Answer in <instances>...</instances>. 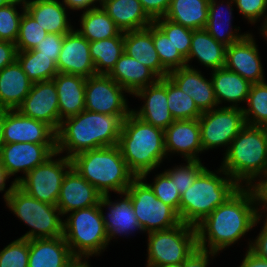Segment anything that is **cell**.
<instances>
[{"mask_svg":"<svg viewBox=\"0 0 267 267\" xmlns=\"http://www.w3.org/2000/svg\"><path fill=\"white\" fill-rule=\"evenodd\" d=\"M257 208L253 189L240 187L195 226L198 248L219 254L236 244L262 220Z\"/></svg>","mask_w":267,"mask_h":267,"instance_id":"cell-1","label":"cell"},{"mask_svg":"<svg viewBox=\"0 0 267 267\" xmlns=\"http://www.w3.org/2000/svg\"><path fill=\"white\" fill-rule=\"evenodd\" d=\"M128 115H107L83 110L65 118L56 131L58 154L66 151V157L104 147L116 146L122 123Z\"/></svg>","mask_w":267,"mask_h":267,"instance_id":"cell-2","label":"cell"},{"mask_svg":"<svg viewBox=\"0 0 267 267\" xmlns=\"http://www.w3.org/2000/svg\"><path fill=\"white\" fill-rule=\"evenodd\" d=\"M118 146L128 169L144 181L168 158L164 130L142 121L132 112L122 123Z\"/></svg>","mask_w":267,"mask_h":267,"instance_id":"cell-3","label":"cell"},{"mask_svg":"<svg viewBox=\"0 0 267 267\" xmlns=\"http://www.w3.org/2000/svg\"><path fill=\"white\" fill-rule=\"evenodd\" d=\"M224 154L220 167L241 187H251L267 175L266 127L246 124Z\"/></svg>","mask_w":267,"mask_h":267,"instance_id":"cell-4","label":"cell"},{"mask_svg":"<svg viewBox=\"0 0 267 267\" xmlns=\"http://www.w3.org/2000/svg\"><path fill=\"white\" fill-rule=\"evenodd\" d=\"M240 187L221 167L216 172L205 168L181 195V222L196 226L219 205L224 204Z\"/></svg>","mask_w":267,"mask_h":267,"instance_id":"cell-5","label":"cell"},{"mask_svg":"<svg viewBox=\"0 0 267 267\" xmlns=\"http://www.w3.org/2000/svg\"><path fill=\"white\" fill-rule=\"evenodd\" d=\"M71 161L72 167L102 195L125 192L135 178L118 145L81 152Z\"/></svg>","mask_w":267,"mask_h":267,"instance_id":"cell-6","label":"cell"},{"mask_svg":"<svg viewBox=\"0 0 267 267\" xmlns=\"http://www.w3.org/2000/svg\"><path fill=\"white\" fill-rule=\"evenodd\" d=\"M63 237L76 259L100 255L109 245L100 206L67 213L63 220Z\"/></svg>","mask_w":267,"mask_h":267,"instance_id":"cell-7","label":"cell"},{"mask_svg":"<svg viewBox=\"0 0 267 267\" xmlns=\"http://www.w3.org/2000/svg\"><path fill=\"white\" fill-rule=\"evenodd\" d=\"M4 201L10 211L32 228L20 238L30 240L63 236L62 215L56 205L33 198L17 184L10 185Z\"/></svg>","mask_w":267,"mask_h":267,"instance_id":"cell-8","label":"cell"},{"mask_svg":"<svg viewBox=\"0 0 267 267\" xmlns=\"http://www.w3.org/2000/svg\"><path fill=\"white\" fill-rule=\"evenodd\" d=\"M147 234L146 267L184 262L198 248L196 227L182 222Z\"/></svg>","mask_w":267,"mask_h":267,"instance_id":"cell-9","label":"cell"},{"mask_svg":"<svg viewBox=\"0 0 267 267\" xmlns=\"http://www.w3.org/2000/svg\"><path fill=\"white\" fill-rule=\"evenodd\" d=\"M55 152L43 164L30 170L25 176L17 177L12 184H17L27 194L37 200L57 205L63 179L72 168V161Z\"/></svg>","mask_w":267,"mask_h":267,"instance_id":"cell-10","label":"cell"},{"mask_svg":"<svg viewBox=\"0 0 267 267\" xmlns=\"http://www.w3.org/2000/svg\"><path fill=\"white\" fill-rule=\"evenodd\" d=\"M126 192L131 197L134 213L144 232L166 230L181 223L178 213L159 200L141 177H135Z\"/></svg>","mask_w":267,"mask_h":267,"instance_id":"cell-11","label":"cell"},{"mask_svg":"<svg viewBox=\"0 0 267 267\" xmlns=\"http://www.w3.org/2000/svg\"><path fill=\"white\" fill-rule=\"evenodd\" d=\"M203 152L227 147L246 125L242 108L217 107L202 112L198 118Z\"/></svg>","mask_w":267,"mask_h":267,"instance_id":"cell-12","label":"cell"},{"mask_svg":"<svg viewBox=\"0 0 267 267\" xmlns=\"http://www.w3.org/2000/svg\"><path fill=\"white\" fill-rule=\"evenodd\" d=\"M124 93L128 92L108 75L88 77L85 83V110L107 115H129L132 109Z\"/></svg>","mask_w":267,"mask_h":267,"instance_id":"cell-13","label":"cell"},{"mask_svg":"<svg viewBox=\"0 0 267 267\" xmlns=\"http://www.w3.org/2000/svg\"><path fill=\"white\" fill-rule=\"evenodd\" d=\"M55 152H57L56 143H3L0 163L8 179L20 171L25 176Z\"/></svg>","mask_w":267,"mask_h":267,"instance_id":"cell-14","label":"cell"},{"mask_svg":"<svg viewBox=\"0 0 267 267\" xmlns=\"http://www.w3.org/2000/svg\"><path fill=\"white\" fill-rule=\"evenodd\" d=\"M17 110L24 116L47 123L57 131L61 120L54 80L33 83L31 90Z\"/></svg>","mask_w":267,"mask_h":267,"instance_id":"cell-15","label":"cell"},{"mask_svg":"<svg viewBox=\"0 0 267 267\" xmlns=\"http://www.w3.org/2000/svg\"><path fill=\"white\" fill-rule=\"evenodd\" d=\"M56 143V131L47 123L4 109L3 143Z\"/></svg>","mask_w":267,"mask_h":267,"instance_id":"cell-16","label":"cell"},{"mask_svg":"<svg viewBox=\"0 0 267 267\" xmlns=\"http://www.w3.org/2000/svg\"><path fill=\"white\" fill-rule=\"evenodd\" d=\"M258 46L252 33L226 48L224 67L239 74L251 84L265 81Z\"/></svg>","mask_w":267,"mask_h":267,"instance_id":"cell-17","label":"cell"},{"mask_svg":"<svg viewBox=\"0 0 267 267\" xmlns=\"http://www.w3.org/2000/svg\"><path fill=\"white\" fill-rule=\"evenodd\" d=\"M90 42L77 30L64 35L56 67L59 73L80 75L86 78L96 75L90 56Z\"/></svg>","mask_w":267,"mask_h":267,"instance_id":"cell-18","label":"cell"},{"mask_svg":"<svg viewBox=\"0 0 267 267\" xmlns=\"http://www.w3.org/2000/svg\"><path fill=\"white\" fill-rule=\"evenodd\" d=\"M134 96L145 100L139 110L132 109V113L142 121L163 130L175 121L168 108L167 77L138 90Z\"/></svg>","mask_w":267,"mask_h":267,"instance_id":"cell-19","label":"cell"},{"mask_svg":"<svg viewBox=\"0 0 267 267\" xmlns=\"http://www.w3.org/2000/svg\"><path fill=\"white\" fill-rule=\"evenodd\" d=\"M102 196L72 167L63 179L56 206L65 217L71 211L99 205Z\"/></svg>","mask_w":267,"mask_h":267,"instance_id":"cell-20","label":"cell"},{"mask_svg":"<svg viewBox=\"0 0 267 267\" xmlns=\"http://www.w3.org/2000/svg\"><path fill=\"white\" fill-rule=\"evenodd\" d=\"M166 155L180 154L184 160H200L203 152L198 119L175 120L164 130ZM170 153V154H169Z\"/></svg>","mask_w":267,"mask_h":267,"instance_id":"cell-21","label":"cell"},{"mask_svg":"<svg viewBox=\"0 0 267 267\" xmlns=\"http://www.w3.org/2000/svg\"><path fill=\"white\" fill-rule=\"evenodd\" d=\"M122 199L110 200V194L101 197L99 206L102 211L104 227L108 235V243L112 238L122 236L123 234H131L134 231H143L142 226L138 223L137 217L133 210V204L130 195L125 191L119 193ZM108 208L107 216L104 215V208Z\"/></svg>","mask_w":267,"mask_h":267,"instance_id":"cell-22","label":"cell"},{"mask_svg":"<svg viewBox=\"0 0 267 267\" xmlns=\"http://www.w3.org/2000/svg\"><path fill=\"white\" fill-rule=\"evenodd\" d=\"M168 77L188 96L193 98L201 112L218 107L211 78L208 80L201 71L191 65L172 70Z\"/></svg>","mask_w":267,"mask_h":267,"instance_id":"cell-23","label":"cell"},{"mask_svg":"<svg viewBox=\"0 0 267 267\" xmlns=\"http://www.w3.org/2000/svg\"><path fill=\"white\" fill-rule=\"evenodd\" d=\"M75 260L63 236L29 240L28 267H68Z\"/></svg>","mask_w":267,"mask_h":267,"instance_id":"cell-24","label":"cell"},{"mask_svg":"<svg viewBox=\"0 0 267 267\" xmlns=\"http://www.w3.org/2000/svg\"><path fill=\"white\" fill-rule=\"evenodd\" d=\"M124 52L150 68L159 78L168 76L154 46L152 24L146 29L124 32Z\"/></svg>","mask_w":267,"mask_h":267,"instance_id":"cell-25","label":"cell"},{"mask_svg":"<svg viewBox=\"0 0 267 267\" xmlns=\"http://www.w3.org/2000/svg\"><path fill=\"white\" fill-rule=\"evenodd\" d=\"M107 75L131 95L159 79L150 68L125 52Z\"/></svg>","mask_w":267,"mask_h":267,"instance_id":"cell-26","label":"cell"},{"mask_svg":"<svg viewBox=\"0 0 267 267\" xmlns=\"http://www.w3.org/2000/svg\"><path fill=\"white\" fill-rule=\"evenodd\" d=\"M24 3L25 10L47 33L67 34L74 29L68 21L67 8L59 0H24Z\"/></svg>","mask_w":267,"mask_h":267,"instance_id":"cell-27","label":"cell"},{"mask_svg":"<svg viewBox=\"0 0 267 267\" xmlns=\"http://www.w3.org/2000/svg\"><path fill=\"white\" fill-rule=\"evenodd\" d=\"M53 80L58 94L61 121L85 110L86 77L58 73Z\"/></svg>","mask_w":267,"mask_h":267,"instance_id":"cell-28","label":"cell"},{"mask_svg":"<svg viewBox=\"0 0 267 267\" xmlns=\"http://www.w3.org/2000/svg\"><path fill=\"white\" fill-rule=\"evenodd\" d=\"M33 82L16 60L0 71V109L15 110L28 95Z\"/></svg>","mask_w":267,"mask_h":267,"instance_id":"cell-29","label":"cell"},{"mask_svg":"<svg viewBox=\"0 0 267 267\" xmlns=\"http://www.w3.org/2000/svg\"><path fill=\"white\" fill-rule=\"evenodd\" d=\"M100 6L122 32L146 29L154 22L139 0H101Z\"/></svg>","mask_w":267,"mask_h":267,"instance_id":"cell-30","label":"cell"},{"mask_svg":"<svg viewBox=\"0 0 267 267\" xmlns=\"http://www.w3.org/2000/svg\"><path fill=\"white\" fill-rule=\"evenodd\" d=\"M211 73L218 107L222 102H229L231 105L224 107L241 108L239 105L241 102L246 103L251 83L225 67L213 70Z\"/></svg>","mask_w":267,"mask_h":267,"instance_id":"cell-31","label":"cell"},{"mask_svg":"<svg viewBox=\"0 0 267 267\" xmlns=\"http://www.w3.org/2000/svg\"><path fill=\"white\" fill-rule=\"evenodd\" d=\"M226 46L217 42L205 29L193 30L191 47L186 58L187 66L193 58L210 70L225 65Z\"/></svg>","mask_w":267,"mask_h":267,"instance_id":"cell-32","label":"cell"},{"mask_svg":"<svg viewBox=\"0 0 267 267\" xmlns=\"http://www.w3.org/2000/svg\"><path fill=\"white\" fill-rule=\"evenodd\" d=\"M218 0H210L209 2V15L207 24L205 27V30L217 41L225 45L226 47L230 46L231 44H234L236 42H239L242 40L245 36H247L249 33H238L240 30V27L233 30V26L231 25V18H232V6L234 5V0H227L226 5V14L228 17L227 19H223L224 16V9H223V0L219 3ZM220 6V7H219ZM223 13H221V12ZM223 19V20H222ZM227 24V25H226ZM228 25L230 28H225ZM238 31V32H237Z\"/></svg>","mask_w":267,"mask_h":267,"instance_id":"cell-33","label":"cell"},{"mask_svg":"<svg viewBox=\"0 0 267 267\" xmlns=\"http://www.w3.org/2000/svg\"><path fill=\"white\" fill-rule=\"evenodd\" d=\"M209 2L210 0H171L164 18L192 30L205 29Z\"/></svg>","mask_w":267,"mask_h":267,"instance_id":"cell-34","label":"cell"},{"mask_svg":"<svg viewBox=\"0 0 267 267\" xmlns=\"http://www.w3.org/2000/svg\"><path fill=\"white\" fill-rule=\"evenodd\" d=\"M79 21L81 28L76 30L89 42L113 38L121 32L101 6L83 12Z\"/></svg>","mask_w":267,"mask_h":267,"instance_id":"cell-35","label":"cell"},{"mask_svg":"<svg viewBox=\"0 0 267 267\" xmlns=\"http://www.w3.org/2000/svg\"><path fill=\"white\" fill-rule=\"evenodd\" d=\"M89 48L96 74L107 75L124 53V32L113 38L90 42Z\"/></svg>","mask_w":267,"mask_h":267,"instance_id":"cell-36","label":"cell"},{"mask_svg":"<svg viewBox=\"0 0 267 267\" xmlns=\"http://www.w3.org/2000/svg\"><path fill=\"white\" fill-rule=\"evenodd\" d=\"M17 61L33 83L52 80L59 73L51 57L40 55L39 51H18Z\"/></svg>","mask_w":267,"mask_h":267,"instance_id":"cell-37","label":"cell"},{"mask_svg":"<svg viewBox=\"0 0 267 267\" xmlns=\"http://www.w3.org/2000/svg\"><path fill=\"white\" fill-rule=\"evenodd\" d=\"M247 107H241L247 125L267 127V83L251 84L247 96Z\"/></svg>","mask_w":267,"mask_h":267,"instance_id":"cell-38","label":"cell"},{"mask_svg":"<svg viewBox=\"0 0 267 267\" xmlns=\"http://www.w3.org/2000/svg\"><path fill=\"white\" fill-rule=\"evenodd\" d=\"M167 102L174 120L198 119L202 114L193 98L184 93L168 76Z\"/></svg>","mask_w":267,"mask_h":267,"instance_id":"cell-39","label":"cell"},{"mask_svg":"<svg viewBox=\"0 0 267 267\" xmlns=\"http://www.w3.org/2000/svg\"><path fill=\"white\" fill-rule=\"evenodd\" d=\"M152 38L161 65L168 71L187 66L186 59L174 47L166 34L153 22Z\"/></svg>","mask_w":267,"mask_h":267,"instance_id":"cell-40","label":"cell"},{"mask_svg":"<svg viewBox=\"0 0 267 267\" xmlns=\"http://www.w3.org/2000/svg\"><path fill=\"white\" fill-rule=\"evenodd\" d=\"M21 7V13L17 6ZM25 11L24 0H14L9 5L0 7V40L15 43L19 34L20 22Z\"/></svg>","mask_w":267,"mask_h":267,"instance_id":"cell-41","label":"cell"},{"mask_svg":"<svg viewBox=\"0 0 267 267\" xmlns=\"http://www.w3.org/2000/svg\"><path fill=\"white\" fill-rule=\"evenodd\" d=\"M47 35L36 20L25 10L15 42L18 51L33 50Z\"/></svg>","mask_w":267,"mask_h":267,"instance_id":"cell-42","label":"cell"},{"mask_svg":"<svg viewBox=\"0 0 267 267\" xmlns=\"http://www.w3.org/2000/svg\"><path fill=\"white\" fill-rule=\"evenodd\" d=\"M154 23L166 34L174 47L186 59L191 47L193 30L176 24L164 17L154 20Z\"/></svg>","mask_w":267,"mask_h":267,"instance_id":"cell-43","label":"cell"},{"mask_svg":"<svg viewBox=\"0 0 267 267\" xmlns=\"http://www.w3.org/2000/svg\"><path fill=\"white\" fill-rule=\"evenodd\" d=\"M205 168L201 160H186V164L177 165L164 172L175 182L176 189L182 195Z\"/></svg>","mask_w":267,"mask_h":267,"instance_id":"cell-44","label":"cell"},{"mask_svg":"<svg viewBox=\"0 0 267 267\" xmlns=\"http://www.w3.org/2000/svg\"><path fill=\"white\" fill-rule=\"evenodd\" d=\"M155 176L154 181L147 184L159 200L171 206L179 215L181 195L176 189L175 182L164 171Z\"/></svg>","mask_w":267,"mask_h":267,"instance_id":"cell-45","label":"cell"},{"mask_svg":"<svg viewBox=\"0 0 267 267\" xmlns=\"http://www.w3.org/2000/svg\"><path fill=\"white\" fill-rule=\"evenodd\" d=\"M29 240L18 238L0 251V267H28Z\"/></svg>","mask_w":267,"mask_h":267,"instance_id":"cell-46","label":"cell"},{"mask_svg":"<svg viewBox=\"0 0 267 267\" xmlns=\"http://www.w3.org/2000/svg\"><path fill=\"white\" fill-rule=\"evenodd\" d=\"M234 6L239 10V13L248 20V23L255 24L260 21V17L267 18V0H234Z\"/></svg>","mask_w":267,"mask_h":267,"instance_id":"cell-47","label":"cell"},{"mask_svg":"<svg viewBox=\"0 0 267 267\" xmlns=\"http://www.w3.org/2000/svg\"><path fill=\"white\" fill-rule=\"evenodd\" d=\"M64 35L47 33L46 37L33 50L39 51L40 55L51 57L57 63L62 49Z\"/></svg>","mask_w":267,"mask_h":267,"instance_id":"cell-48","label":"cell"},{"mask_svg":"<svg viewBox=\"0 0 267 267\" xmlns=\"http://www.w3.org/2000/svg\"><path fill=\"white\" fill-rule=\"evenodd\" d=\"M146 14L154 21L164 17L171 0H139Z\"/></svg>","mask_w":267,"mask_h":267,"instance_id":"cell-49","label":"cell"},{"mask_svg":"<svg viewBox=\"0 0 267 267\" xmlns=\"http://www.w3.org/2000/svg\"><path fill=\"white\" fill-rule=\"evenodd\" d=\"M256 182L251 186V188L255 193L257 206H260L259 208H257L258 215H260L261 217H267V213H265L267 212V175L260 177ZM262 213H265L266 215L262 216Z\"/></svg>","mask_w":267,"mask_h":267,"instance_id":"cell-50","label":"cell"},{"mask_svg":"<svg viewBox=\"0 0 267 267\" xmlns=\"http://www.w3.org/2000/svg\"><path fill=\"white\" fill-rule=\"evenodd\" d=\"M248 249L255 253L258 257L267 260V217L262 226V230L256 239L249 242Z\"/></svg>","mask_w":267,"mask_h":267,"instance_id":"cell-51","label":"cell"},{"mask_svg":"<svg viewBox=\"0 0 267 267\" xmlns=\"http://www.w3.org/2000/svg\"><path fill=\"white\" fill-rule=\"evenodd\" d=\"M217 253L205 251L197 248L184 262L182 267H207L209 265V256L215 257Z\"/></svg>","mask_w":267,"mask_h":267,"instance_id":"cell-52","label":"cell"},{"mask_svg":"<svg viewBox=\"0 0 267 267\" xmlns=\"http://www.w3.org/2000/svg\"><path fill=\"white\" fill-rule=\"evenodd\" d=\"M17 53L15 43L0 40V71L17 60Z\"/></svg>","mask_w":267,"mask_h":267,"instance_id":"cell-53","label":"cell"},{"mask_svg":"<svg viewBox=\"0 0 267 267\" xmlns=\"http://www.w3.org/2000/svg\"><path fill=\"white\" fill-rule=\"evenodd\" d=\"M101 0H62V4L70 10H82L83 12L97 8L99 6H96V2H99L100 5ZM95 3V4H94Z\"/></svg>","mask_w":267,"mask_h":267,"instance_id":"cell-54","label":"cell"},{"mask_svg":"<svg viewBox=\"0 0 267 267\" xmlns=\"http://www.w3.org/2000/svg\"><path fill=\"white\" fill-rule=\"evenodd\" d=\"M239 267H267V260L258 257L248 249Z\"/></svg>","mask_w":267,"mask_h":267,"instance_id":"cell-55","label":"cell"},{"mask_svg":"<svg viewBox=\"0 0 267 267\" xmlns=\"http://www.w3.org/2000/svg\"><path fill=\"white\" fill-rule=\"evenodd\" d=\"M6 180H8V178L6 177L5 173H4V170L2 169V166H1V163H0V192L2 191H5L4 195H3V198L5 200L7 194L9 193L10 191V187L7 189V190H4L6 189Z\"/></svg>","mask_w":267,"mask_h":267,"instance_id":"cell-56","label":"cell"},{"mask_svg":"<svg viewBox=\"0 0 267 267\" xmlns=\"http://www.w3.org/2000/svg\"><path fill=\"white\" fill-rule=\"evenodd\" d=\"M4 109H0V151L3 145Z\"/></svg>","mask_w":267,"mask_h":267,"instance_id":"cell-57","label":"cell"},{"mask_svg":"<svg viewBox=\"0 0 267 267\" xmlns=\"http://www.w3.org/2000/svg\"><path fill=\"white\" fill-rule=\"evenodd\" d=\"M68 267H90V265L88 263V259H76Z\"/></svg>","mask_w":267,"mask_h":267,"instance_id":"cell-58","label":"cell"},{"mask_svg":"<svg viewBox=\"0 0 267 267\" xmlns=\"http://www.w3.org/2000/svg\"><path fill=\"white\" fill-rule=\"evenodd\" d=\"M260 32H261V36L265 37L264 39H266L267 41V18L263 21V24L261 25L260 28Z\"/></svg>","mask_w":267,"mask_h":267,"instance_id":"cell-59","label":"cell"},{"mask_svg":"<svg viewBox=\"0 0 267 267\" xmlns=\"http://www.w3.org/2000/svg\"><path fill=\"white\" fill-rule=\"evenodd\" d=\"M153 267H182V262L177 264H167V265H160V266H153Z\"/></svg>","mask_w":267,"mask_h":267,"instance_id":"cell-60","label":"cell"},{"mask_svg":"<svg viewBox=\"0 0 267 267\" xmlns=\"http://www.w3.org/2000/svg\"><path fill=\"white\" fill-rule=\"evenodd\" d=\"M14 0H0V7H4L6 5H9L12 3Z\"/></svg>","mask_w":267,"mask_h":267,"instance_id":"cell-61","label":"cell"}]
</instances>
